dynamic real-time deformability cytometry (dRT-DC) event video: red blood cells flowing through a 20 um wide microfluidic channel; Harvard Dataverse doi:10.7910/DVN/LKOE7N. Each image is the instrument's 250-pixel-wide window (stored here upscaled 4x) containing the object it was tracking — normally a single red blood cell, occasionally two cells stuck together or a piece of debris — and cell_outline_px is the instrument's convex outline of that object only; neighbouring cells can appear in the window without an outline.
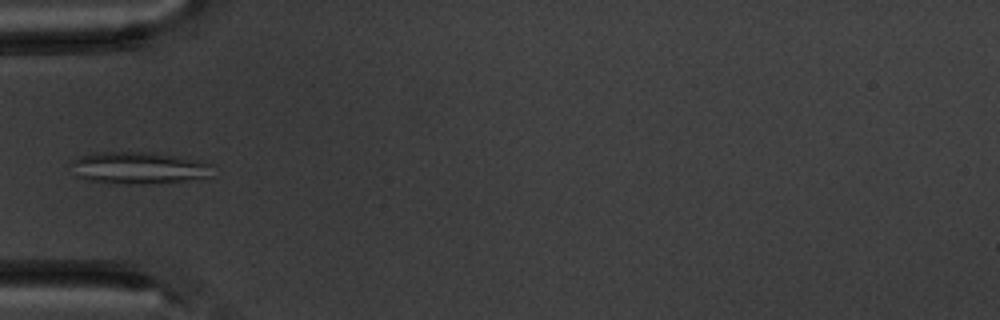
{"species": "common noctule bat (a hibernating species)", "species_latin": "Nyctalus noctula", "temperature_condition": "warm", "stored_images_in_passage": 6, "camera_frame_rate_fps": 3000, "um_per_image_px": 0.085, "animal": {"sex": "male", "body_mass_g": 20.1, "forearm_length_mm": 53.5}, "frame": {"image": 1, "passage_image": 6, "time_ms": 5.667, "image_size_px": [1000, 320], "cell_outline_px": [[212, 176], [200, 180], [144, 184], [136, 184], [88, 180], [76, 176], [72, 160], [80, 156], [100, 152], [152, 152], [196, 160], [212, 164]], "centroid_in_image_um": [11.88, 14.28], "position_along_channel_um": 73.1, "area_um2": 26.3}}